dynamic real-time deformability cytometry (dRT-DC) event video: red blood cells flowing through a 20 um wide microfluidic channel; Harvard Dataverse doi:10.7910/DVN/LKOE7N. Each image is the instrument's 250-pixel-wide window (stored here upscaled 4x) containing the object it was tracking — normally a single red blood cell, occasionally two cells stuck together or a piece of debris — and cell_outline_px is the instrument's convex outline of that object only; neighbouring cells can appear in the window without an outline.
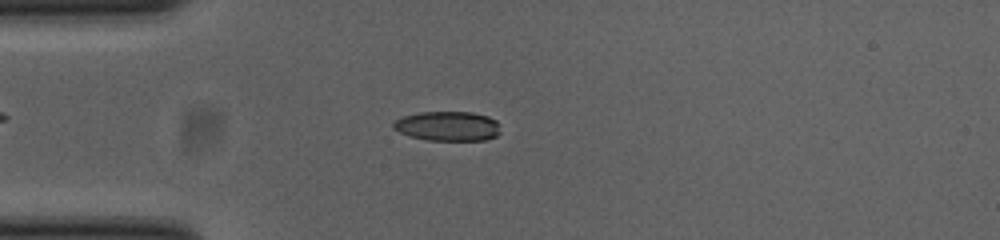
{"species": "common noctule bat (a hibernating species)", "species_latin": "Nyctalus noctula", "temperature_condition": "cold", "stored_images_in_passage": 53, "camera_frame_rate_fps": 3000, "um_per_image_px": 0.085, "animal": {"sex": "female", "body_mass_g": 23.0, "forearm_length_mm": 53.4}, "frame": {"image": 1, "passage_image": 14, "time_ms": 4.333, "image_size_px": [1000, 240], "cell_outline_px": [[500, 132], [496, 136], [488, 140], [428, 140], [408, 136], [392, 128], [392, 124], [396, 120], [404, 116], [420, 112], [472, 112], [488, 116], [496, 120], [500, 124]], "centroid_in_image_um": [38.08, 10.72], "position_along_channel_um": 46.9, "area_um2": 18.61}}
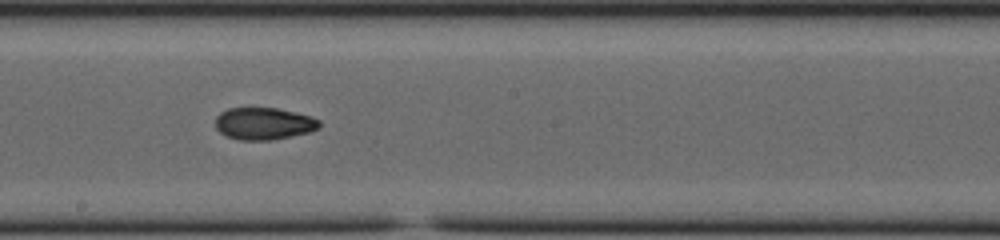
{"frame": {"image": 2, "passage_image": 29, "time_ms": 9.333, "image_size_px": [1000, 240], "cell_outline_px": [[320, 128], [308, 132], [272, 140], [240, 140], [224, 136], [216, 128], [216, 116], [220, 112], [228, 108], [276, 108], [312, 116], [320, 120]], "centroid_in_image_um": [22.41, 10.51], "position_along_channel_um": 225.8, "area_um2": 19.54}}
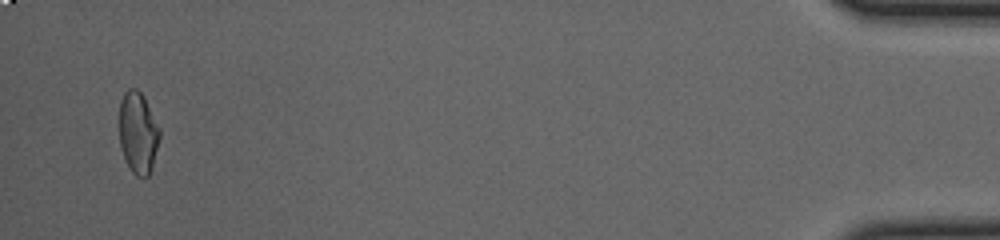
{"frame": {"image": 3, "passage_image": 51, "time_ms": 16.667, "image_size_px": [1000, 240], "cell_outline_px": [[160, 136], [152, 168], [148, 176], [144, 180], [136, 176], [132, 172], [124, 156], [120, 144], [120, 100], [124, 92], [128, 88], [136, 88], [144, 96], [160, 128]], "centroid_in_image_um": [11.75, 11.29], "position_along_channel_um": 423.5, "area_um2": 19.31}, "authors_computed_cell_mechanics": {"area_um2": 19.363, "velocity_mm_per_s": 3.8819, "shape_relaxation_time_tau1_ms": null, "shape_relaxation_time_tau2_ms": 3.3167, "deformation_change_tau1": null, "deformation_change_tau2": 0.0698}}